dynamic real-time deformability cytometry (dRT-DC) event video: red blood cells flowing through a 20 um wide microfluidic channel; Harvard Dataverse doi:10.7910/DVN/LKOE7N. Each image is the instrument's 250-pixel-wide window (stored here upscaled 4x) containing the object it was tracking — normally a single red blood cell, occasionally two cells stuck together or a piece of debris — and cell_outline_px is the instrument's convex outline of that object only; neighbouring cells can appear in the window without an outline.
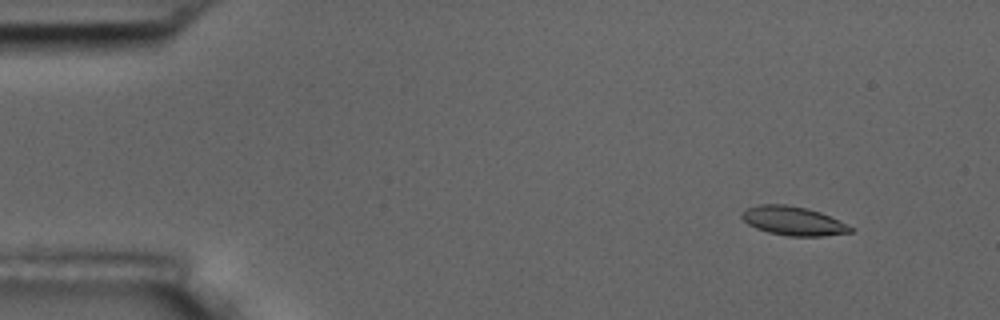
{"species": "common noctule bat (a hibernating species)", "species_latin": "Nyctalus noctula", "temperature_condition": "room temperature", "stored_images_in_passage": 5, "camera_frame_rate_fps": 3000, "um_per_image_px": 0.085, "animal": {"sex": "male", "body_mass_g": 17.5, "forearm_length_mm": 52.3}, "frame": {"image": 1, "passage_image": 1, "time_ms": 0.0, "image_size_px": [1000, 320], "cell_outline_px": [[856, 228], [852, 232], [824, 236], [788, 236], [768, 232], [756, 228], [748, 224], [740, 216], [740, 212], [748, 208], [760, 204], [784, 204], [808, 208], [820, 212]], "centroid_in_image_um": [67.43, 18.78], "position_along_channel_um": 17.6, "area_um2": 18.38}}
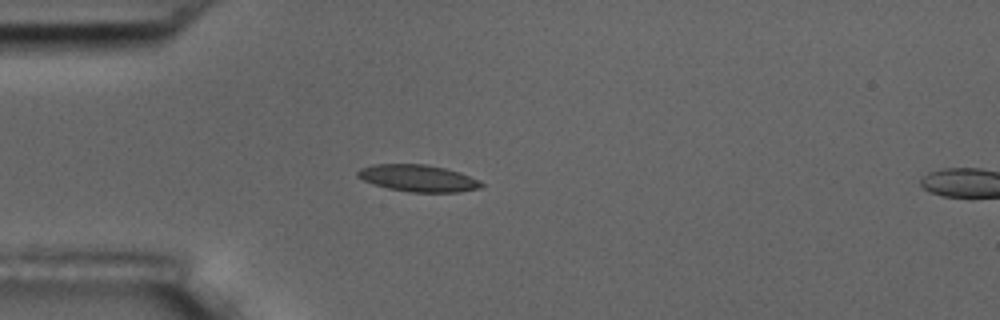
{"frame": {"image": 2, "passage_image": 4, "time_ms": 3.333, "image_size_px": [1000, 320], "cell_outline_px": [[484, 184], [480, 188], [456, 192], [412, 192], [388, 188], [364, 180], [356, 176], [356, 172], [360, 168], [372, 164], [424, 164], [444, 168], [460, 172], [480, 180]], "centroid_in_image_um": [35.54, 15.14], "position_along_channel_um": 49.5, "area_um2": 19.25}}